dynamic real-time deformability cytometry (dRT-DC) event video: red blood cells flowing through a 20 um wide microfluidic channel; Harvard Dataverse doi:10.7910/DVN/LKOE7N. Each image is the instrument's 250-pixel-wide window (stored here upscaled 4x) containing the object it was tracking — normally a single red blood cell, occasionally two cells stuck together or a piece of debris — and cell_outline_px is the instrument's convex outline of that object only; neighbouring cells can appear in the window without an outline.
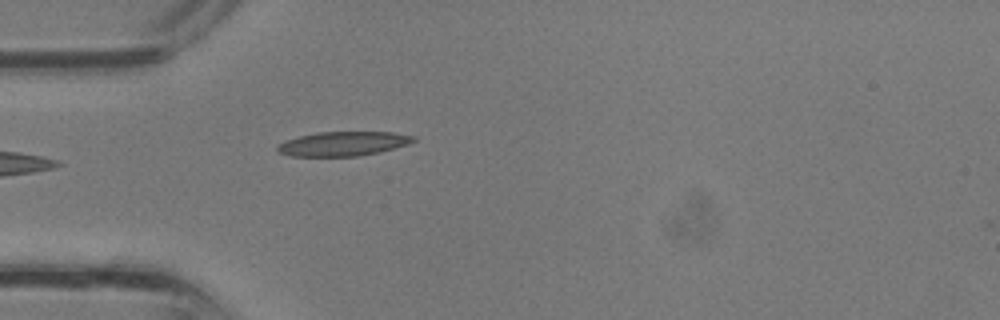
{"species": "common noctule bat (a hibernating species)", "species_latin": "Nyctalus noctula", "temperature_condition": "room temperature", "stored_images_in_passage": 22, "camera_frame_rate_fps": 3000, "um_per_image_px": 0.085, "animal": {"sex": "male", "body_mass_g": 13.3}, "frame": {"image": 1, "passage_image": 1, "time_ms": 0.0, "image_size_px": [1000, 320], "cell_outline_px": [[416, 140], [408, 144], [380, 152], [356, 156], [292, 156], [280, 152], [276, 148], [276, 144], [284, 140], [316, 132], [392, 132], [416, 136]], "centroid_in_image_um": [29.16, 12.21], "position_along_channel_um": 55.8, "area_um2": 19.31}}
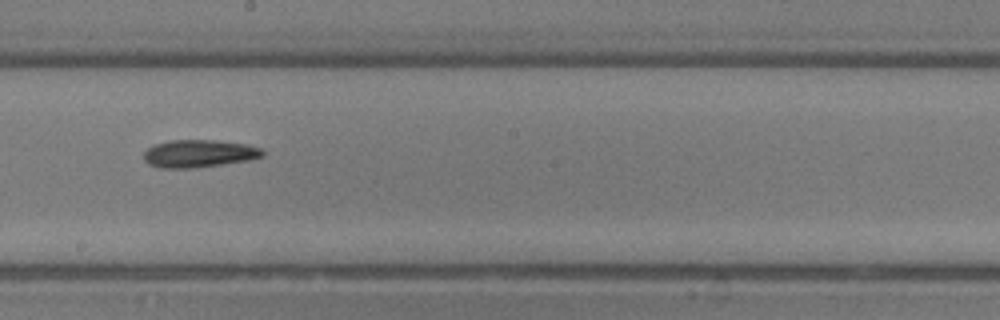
{"frame": {"image": 2, "passage_image": 10, "time_ms": 3.0, "image_size_px": [1000, 320], "cell_outline_px": [[264, 156], [248, 160], [220, 164], [188, 168], [160, 168], [148, 164], [144, 160], [144, 152], [148, 148], [156, 144], [168, 140], [216, 140], [248, 144], [264, 148]], "centroid_in_image_um": [16.93, 13.04], "position_along_channel_um": 231.3, "area_um2": 19.13}}
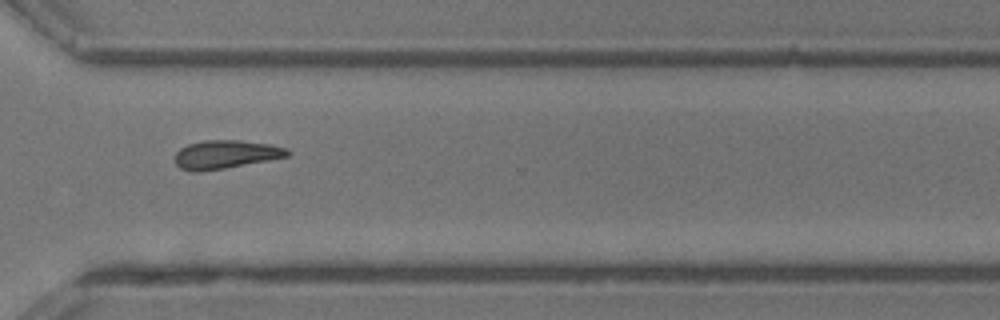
{"frame": {"image": 3, "passage_image": 16, "time_ms": 5.0, "image_size_px": [1000, 320], "cell_outline_px": [[292, 152], [288, 156], [268, 160], [224, 168], [200, 172], [192, 172], [180, 168], [176, 164], [176, 152], [180, 148], [188, 144], [204, 140], [240, 140], [272, 144], [288, 148]], "centroid_in_image_um": [19.2, 13.12], "position_along_channel_um": 351.4, "area_um2": 18.73}}